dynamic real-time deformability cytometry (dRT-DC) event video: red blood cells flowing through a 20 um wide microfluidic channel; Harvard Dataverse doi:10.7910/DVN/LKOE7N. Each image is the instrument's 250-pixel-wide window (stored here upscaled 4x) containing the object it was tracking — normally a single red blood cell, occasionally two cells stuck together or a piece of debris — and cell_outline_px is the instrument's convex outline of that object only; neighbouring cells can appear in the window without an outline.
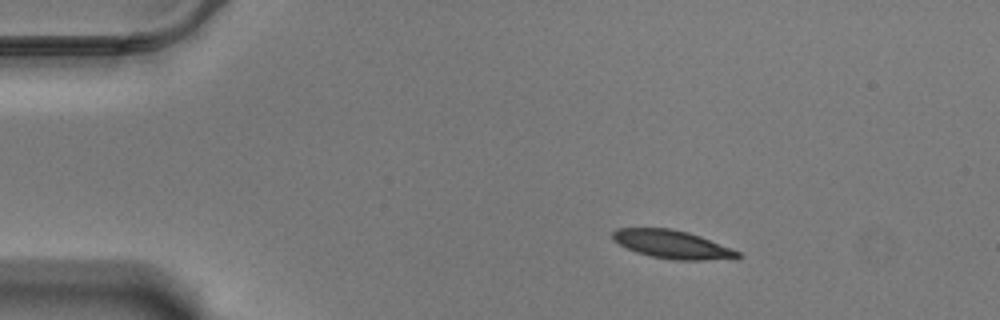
{"species": "Egyptian fruit bat (a non-hibernating species)", "species_latin": "Rousettus aegyptiacus", "temperature_condition": "warm", "stored_images_in_passage": 50, "camera_frame_rate_fps": 3000, "um_per_image_px": 0.085, "animal": {"sex": "male"}, "frame": {"image": 1, "passage_image": 1, "time_ms": 0.0, "image_size_px": [1000, 320], "cell_outline_px": [[744, 256], [736, 260], [672, 260], [652, 256], [636, 252], [612, 240], [612, 232], [616, 228], [668, 228], [688, 232], [700, 236], [732, 248], [740, 252]], "centroid_in_image_um": [57.22, 20.79], "position_along_channel_um": 27.8, "area_um2": 20.87}}
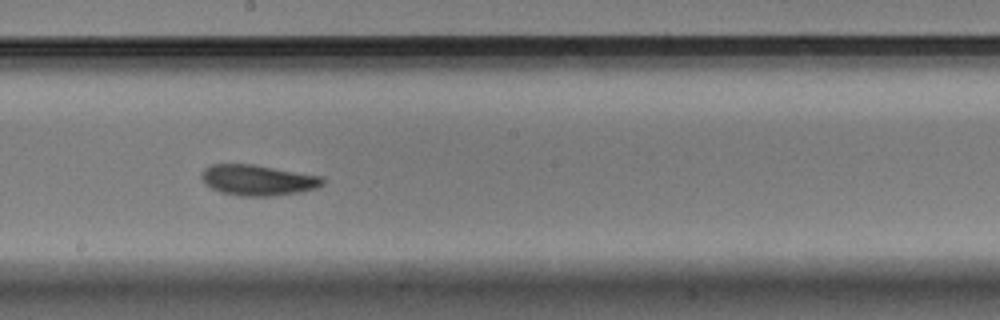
{"frame": {"image": 2, "passage_image": 24, "time_ms": 7.667, "image_size_px": [1000, 320], "cell_outline_px": [[324, 184], [316, 188], [300, 192], [272, 196], [240, 196], [220, 192], [204, 184], [200, 176], [200, 172], [204, 168], [212, 164], [252, 164], [324, 176]], "centroid_in_image_um": [21.91, 15.31], "position_along_channel_um": 226.3, "area_um2": 21.91}}
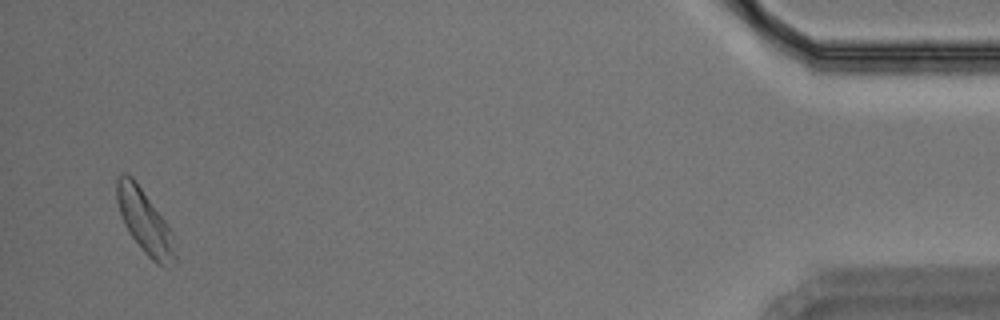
{"frame": {"image": 3, "passage_image": 48, "time_ms": 15.667, "image_size_px": [1000, 320], "cell_outline_px": [[176, 264], [168, 268], [164, 268], [156, 264], [144, 252], [132, 236], [124, 224], [116, 200], [116, 180], [124, 172], [132, 176], [136, 180], [164, 220], [172, 232], [176, 256]], "centroid_in_image_um": [12.32, 18.87], "position_along_channel_um": 422.9, "area_um2": 21.62}, "authors_computed_cell_mechanics": {"area_um2": 21.1259, "velocity_mm_per_s": 3.4408, "shape_relaxation_time_tau1_ms": 4.6091, "shape_relaxation_time_tau2_ms": 7.1949, "deformation_change_tau1": 0.1186, "deformation_change_tau2": 0.1361}}